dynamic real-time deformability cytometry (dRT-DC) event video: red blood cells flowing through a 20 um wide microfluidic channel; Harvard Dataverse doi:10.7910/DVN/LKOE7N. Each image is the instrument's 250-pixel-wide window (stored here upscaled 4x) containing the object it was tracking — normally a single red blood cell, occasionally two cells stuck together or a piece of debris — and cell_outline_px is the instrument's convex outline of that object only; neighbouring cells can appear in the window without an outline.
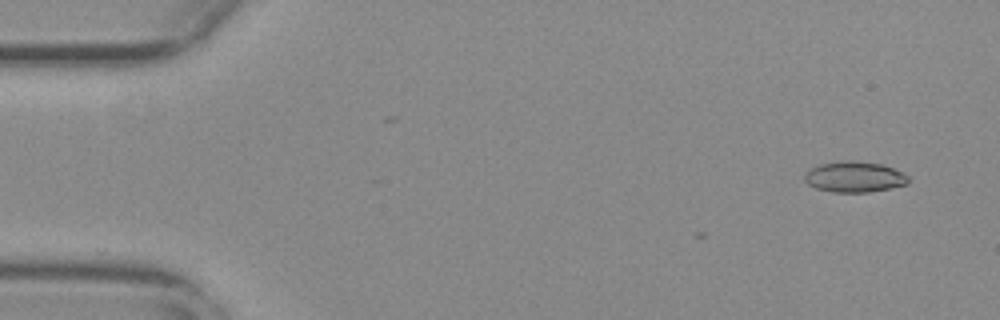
{"species": "common noctule bat (a hibernating species)", "species_latin": "Nyctalus noctula", "temperature_condition": "warm", "stored_images_in_passage": 7, "camera_frame_rate_fps": 3000, "um_per_image_px": 0.085, "animal": {"sex": "female", "body_mass_g": 29.2, "forearm_length_mm": 56.3}, "frame": {"image": 1, "passage_image": 1, "time_ms": 0.0, "image_size_px": [1000, 320], "cell_outline_px": [[908, 184], [892, 188], [868, 192], [832, 192], [816, 188], [808, 184], [804, 180], [804, 176], [812, 168], [820, 164], [844, 160], [852, 160], [880, 164], [892, 168], [908, 176]], "centroid_in_image_um": [72.62, 15.04], "position_along_channel_um": 12.4, "area_um2": 18.44}}